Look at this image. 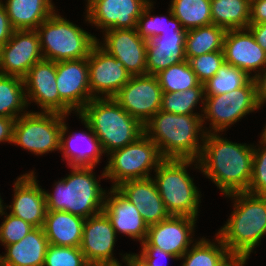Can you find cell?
<instances>
[{
	"mask_svg": "<svg viewBox=\"0 0 266 266\" xmlns=\"http://www.w3.org/2000/svg\"><path fill=\"white\" fill-rule=\"evenodd\" d=\"M253 155L252 144L229 141L220 132L206 133L198 159L199 171L219 188L223 196L247 192L252 177Z\"/></svg>",
	"mask_w": 266,
	"mask_h": 266,
	"instance_id": "1",
	"label": "cell"
},
{
	"mask_svg": "<svg viewBox=\"0 0 266 266\" xmlns=\"http://www.w3.org/2000/svg\"><path fill=\"white\" fill-rule=\"evenodd\" d=\"M144 133L156 143L163 159L198 160L205 136L201 115L158 111L145 125Z\"/></svg>",
	"mask_w": 266,
	"mask_h": 266,
	"instance_id": "2",
	"label": "cell"
},
{
	"mask_svg": "<svg viewBox=\"0 0 266 266\" xmlns=\"http://www.w3.org/2000/svg\"><path fill=\"white\" fill-rule=\"evenodd\" d=\"M71 172L54 184L50 193L44 189L47 210L65 211L84 219L103 212L107 191L96 178L93 166H70Z\"/></svg>",
	"mask_w": 266,
	"mask_h": 266,
	"instance_id": "3",
	"label": "cell"
},
{
	"mask_svg": "<svg viewBox=\"0 0 266 266\" xmlns=\"http://www.w3.org/2000/svg\"><path fill=\"white\" fill-rule=\"evenodd\" d=\"M225 197L231 198L234 208L215 234L229 252L250 256L266 235V195L237 192Z\"/></svg>",
	"mask_w": 266,
	"mask_h": 266,
	"instance_id": "4",
	"label": "cell"
},
{
	"mask_svg": "<svg viewBox=\"0 0 266 266\" xmlns=\"http://www.w3.org/2000/svg\"><path fill=\"white\" fill-rule=\"evenodd\" d=\"M77 115L89 125L105 155L144 134V126L113 98H93Z\"/></svg>",
	"mask_w": 266,
	"mask_h": 266,
	"instance_id": "5",
	"label": "cell"
},
{
	"mask_svg": "<svg viewBox=\"0 0 266 266\" xmlns=\"http://www.w3.org/2000/svg\"><path fill=\"white\" fill-rule=\"evenodd\" d=\"M189 166L200 169L198 160L164 159L152 179L170 215L198 218L202 194L187 170Z\"/></svg>",
	"mask_w": 266,
	"mask_h": 266,
	"instance_id": "6",
	"label": "cell"
},
{
	"mask_svg": "<svg viewBox=\"0 0 266 266\" xmlns=\"http://www.w3.org/2000/svg\"><path fill=\"white\" fill-rule=\"evenodd\" d=\"M58 10L36 29L43 59L54 62L87 58L97 37L61 17Z\"/></svg>",
	"mask_w": 266,
	"mask_h": 266,
	"instance_id": "7",
	"label": "cell"
},
{
	"mask_svg": "<svg viewBox=\"0 0 266 266\" xmlns=\"http://www.w3.org/2000/svg\"><path fill=\"white\" fill-rule=\"evenodd\" d=\"M106 155L108 161L104 173L112 182L111 188L129 180L152 177V170L155 171L164 160L156 143L145 133L135 142Z\"/></svg>",
	"mask_w": 266,
	"mask_h": 266,
	"instance_id": "8",
	"label": "cell"
},
{
	"mask_svg": "<svg viewBox=\"0 0 266 266\" xmlns=\"http://www.w3.org/2000/svg\"><path fill=\"white\" fill-rule=\"evenodd\" d=\"M259 109L253 78L246 85L229 93L205 95L202 115L204 131L205 133L221 132L223 134L228 127L230 128L247 114ZM206 121L210 122V129L204 126Z\"/></svg>",
	"mask_w": 266,
	"mask_h": 266,
	"instance_id": "9",
	"label": "cell"
},
{
	"mask_svg": "<svg viewBox=\"0 0 266 266\" xmlns=\"http://www.w3.org/2000/svg\"><path fill=\"white\" fill-rule=\"evenodd\" d=\"M64 117L59 113L28 111L14 122L12 144L37 156L60 151Z\"/></svg>",
	"mask_w": 266,
	"mask_h": 266,
	"instance_id": "10",
	"label": "cell"
},
{
	"mask_svg": "<svg viewBox=\"0 0 266 266\" xmlns=\"http://www.w3.org/2000/svg\"><path fill=\"white\" fill-rule=\"evenodd\" d=\"M162 88L155 75L131 76L113 99L143 126L161 110Z\"/></svg>",
	"mask_w": 266,
	"mask_h": 266,
	"instance_id": "11",
	"label": "cell"
},
{
	"mask_svg": "<svg viewBox=\"0 0 266 266\" xmlns=\"http://www.w3.org/2000/svg\"><path fill=\"white\" fill-rule=\"evenodd\" d=\"M28 106L35 103L41 112L71 115L72 110L60 99L56 85V62L42 59L23 78ZM30 101V102H29Z\"/></svg>",
	"mask_w": 266,
	"mask_h": 266,
	"instance_id": "12",
	"label": "cell"
},
{
	"mask_svg": "<svg viewBox=\"0 0 266 266\" xmlns=\"http://www.w3.org/2000/svg\"><path fill=\"white\" fill-rule=\"evenodd\" d=\"M85 21L105 32L110 29H134L145 6L151 0H85Z\"/></svg>",
	"mask_w": 266,
	"mask_h": 266,
	"instance_id": "13",
	"label": "cell"
},
{
	"mask_svg": "<svg viewBox=\"0 0 266 266\" xmlns=\"http://www.w3.org/2000/svg\"><path fill=\"white\" fill-rule=\"evenodd\" d=\"M89 89L93 98H113L130 80L123 63L96 43L88 56Z\"/></svg>",
	"mask_w": 266,
	"mask_h": 266,
	"instance_id": "14",
	"label": "cell"
},
{
	"mask_svg": "<svg viewBox=\"0 0 266 266\" xmlns=\"http://www.w3.org/2000/svg\"><path fill=\"white\" fill-rule=\"evenodd\" d=\"M43 59L36 30H14L0 47V74L24 78L29 69Z\"/></svg>",
	"mask_w": 266,
	"mask_h": 266,
	"instance_id": "15",
	"label": "cell"
},
{
	"mask_svg": "<svg viewBox=\"0 0 266 266\" xmlns=\"http://www.w3.org/2000/svg\"><path fill=\"white\" fill-rule=\"evenodd\" d=\"M116 232L104 212L84 221L80 250L90 266L118 264L114 257Z\"/></svg>",
	"mask_w": 266,
	"mask_h": 266,
	"instance_id": "16",
	"label": "cell"
},
{
	"mask_svg": "<svg viewBox=\"0 0 266 266\" xmlns=\"http://www.w3.org/2000/svg\"><path fill=\"white\" fill-rule=\"evenodd\" d=\"M103 41L97 43L110 55L119 59L132 75H146L148 41L138 35L137 29H110L103 32Z\"/></svg>",
	"mask_w": 266,
	"mask_h": 266,
	"instance_id": "17",
	"label": "cell"
},
{
	"mask_svg": "<svg viewBox=\"0 0 266 266\" xmlns=\"http://www.w3.org/2000/svg\"><path fill=\"white\" fill-rule=\"evenodd\" d=\"M197 218L171 215L157 224L148 226L145 243L159 247L180 259L194 244ZM193 239V240H192ZM192 244V245H191Z\"/></svg>",
	"mask_w": 266,
	"mask_h": 266,
	"instance_id": "18",
	"label": "cell"
},
{
	"mask_svg": "<svg viewBox=\"0 0 266 266\" xmlns=\"http://www.w3.org/2000/svg\"><path fill=\"white\" fill-rule=\"evenodd\" d=\"M56 85L60 99L77 115L93 99L88 57L56 62Z\"/></svg>",
	"mask_w": 266,
	"mask_h": 266,
	"instance_id": "19",
	"label": "cell"
},
{
	"mask_svg": "<svg viewBox=\"0 0 266 266\" xmlns=\"http://www.w3.org/2000/svg\"><path fill=\"white\" fill-rule=\"evenodd\" d=\"M35 174L33 170L17 177L13 185L12 202L5 208L11 210L10 214L37 228L44 225L47 207L44 189Z\"/></svg>",
	"mask_w": 266,
	"mask_h": 266,
	"instance_id": "20",
	"label": "cell"
},
{
	"mask_svg": "<svg viewBox=\"0 0 266 266\" xmlns=\"http://www.w3.org/2000/svg\"><path fill=\"white\" fill-rule=\"evenodd\" d=\"M223 52L225 63L246 72L251 78L266 68V52L248 28L227 30Z\"/></svg>",
	"mask_w": 266,
	"mask_h": 266,
	"instance_id": "21",
	"label": "cell"
},
{
	"mask_svg": "<svg viewBox=\"0 0 266 266\" xmlns=\"http://www.w3.org/2000/svg\"><path fill=\"white\" fill-rule=\"evenodd\" d=\"M108 190L103 212L110 219L116 235L121 233L134 241H145L148 225L144 222L136 206L116 188L110 187Z\"/></svg>",
	"mask_w": 266,
	"mask_h": 266,
	"instance_id": "22",
	"label": "cell"
},
{
	"mask_svg": "<svg viewBox=\"0 0 266 266\" xmlns=\"http://www.w3.org/2000/svg\"><path fill=\"white\" fill-rule=\"evenodd\" d=\"M66 117L68 116L64 117V124L60 133V152H62V157L64 158L62 160H65L69 167H96L97 164H99L102 156L105 155L101 148L99 140L92 132L89 125L80 116L79 119L81 120V123L85 125L88 132H69V128L67 126L68 124H66Z\"/></svg>",
	"mask_w": 266,
	"mask_h": 266,
	"instance_id": "23",
	"label": "cell"
},
{
	"mask_svg": "<svg viewBox=\"0 0 266 266\" xmlns=\"http://www.w3.org/2000/svg\"><path fill=\"white\" fill-rule=\"evenodd\" d=\"M116 189L136 206L148 226L171 216L152 177L129 180L121 183Z\"/></svg>",
	"mask_w": 266,
	"mask_h": 266,
	"instance_id": "24",
	"label": "cell"
},
{
	"mask_svg": "<svg viewBox=\"0 0 266 266\" xmlns=\"http://www.w3.org/2000/svg\"><path fill=\"white\" fill-rule=\"evenodd\" d=\"M187 31L163 32L147 43V75H156L171 65L185 61Z\"/></svg>",
	"mask_w": 266,
	"mask_h": 266,
	"instance_id": "25",
	"label": "cell"
},
{
	"mask_svg": "<svg viewBox=\"0 0 266 266\" xmlns=\"http://www.w3.org/2000/svg\"><path fill=\"white\" fill-rule=\"evenodd\" d=\"M48 245L43 228H34L19 242L4 247L6 253L0 254V265L44 266Z\"/></svg>",
	"mask_w": 266,
	"mask_h": 266,
	"instance_id": "26",
	"label": "cell"
},
{
	"mask_svg": "<svg viewBox=\"0 0 266 266\" xmlns=\"http://www.w3.org/2000/svg\"><path fill=\"white\" fill-rule=\"evenodd\" d=\"M85 219L65 211L47 210L43 230L49 244L80 247Z\"/></svg>",
	"mask_w": 266,
	"mask_h": 266,
	"instance_id": "27",
	"label": "cell"
},
{
	"mask_svg": "<svg viewBox=\"0 0 266 266\" xmlns=\"http://www.w3.org/2000/svg\"><path fill=\"white\" fill-rule=\"evenodd\" d=\"M0 1L6 9L14 30H36L56 11V6L52 0Z\"/></svg>",
	"mask_w": 266,
	"mask_h": 266,
	"instance_id": "28",
	"label": "cell"
},
{
	"mask_svg": "<svg viewBox=\"0 0 266 266\" xmlns=\"http://www.w3.org/2000/svg\"><path fill=\"white\" fill-rule=\"evenodd\" d=\"M212 23L226 30L249 26L250 0H211Z\"/></svg>",
	"mask_w": 266,
	"mask_h": 266,
	"instance_id": "29",
	"label": "cell"
},
{
	"mask_svg": "<svg viewBox=\"0 0 266 266\" xmlns=\"http://www.w3.org/2000/svg\"><path fill=\"white\" fill-rule=\"evenodd\" d=\"M226 29L215 24L187 30L185 57L199 56L214 51H223Z\"/></svg>",
	"mask_w": 266,
	"mask_h": 266,
	"instance_id": "30",
	"label": "cell"
},
{
	"mask_svg": "<svg viewBox=\"0 0 266 266\" xmlns=\"http://www.w3.org/2000/svg\"><path fill=\"white\" fill-rule=\"evenodd\" d=\"M26 107L23 78L0 74V116L16 120L28 112Z\"/></svg>",
	"mask_w": 266,
	"mask_h": 266,
	"instance_id": "31",
	"label": "cell"
},
{
	"mask_svg": "<svg viewBox=\"0 0 266 266\" xmlns=\"http://www.w3.org/2000/svg\"><path fill=\"white\" fill-rule=\"evenodd\" d=\"M169 8L184 30L208 26L212 23L211 0H171Z\"/></svg>",
	"mask_w": 266,
	"mask_h": 266,
	"instance_id": "32",
	"label": "cell"
},
{
	"mask_svg": "<svg viewBox=\"0 0 266 266\" xmlns=\"http://www.w3.org/2000/svg\"><path fill=\"white\" fill-rule=\"evenodd\" d=\"M214 241V242H213ZM213 241L202 237L180 257L181 266H217L229 253L221 239L215 235Z\"/></svg>",
	"mask_w": 266,
	"mask_h": 266,
	"instance_id": "33",
	"label": "cell"
},
{
	"mask_svg": "<svg viewBox=\"0 0 266 266\" xmlns=\"http://www.w3.org/2000/svg\"><path fill=\"white\" fill-rule=\"evenodd\" d=\"M154 4L151 0L138 18L136 29L141 38L149 41L163 32L186 31L182 28L180 21L173 16L170 8L167 10L169 16L152 15Z\"/></svg>",
	"mask_w": 266,
	"mask_h": 266,
	"instance_id": "34",
	"label": "cell"
},
{
	"mask_svg": "<svg viewBox=\"0 0 266 266\" xmlns=\"http://www.w3.org/2000/svg\"><path fill=\"white\" fill-rule=\"evenodd\" d=\"M204 87H193L183 92H163L161 110L172 114L203 115L204 110ZM201 102V114L194 110ZM203 104V105H202Z\"/></svg>",
	"mask_w": 266,
	"mask_h": 266,
	"instance_id": "35",
	"label": "cell"
},
{
	"mask_svg": "<svg viewBox=\"0 0 266 266\" xmlns=\"http://www.w3.org/2000/svg\"><path fill=\"white\" fill-rule=\"evenodd\" d=\"M162 92H183L193 87H204L187 60L171 65L155 75Z\"/></svg>",
	"mask_w": 266,
	"mask_h": 266,
	"instance_id": "36",
	"label": "cell"
},
{
	"mask_svg": "<svg viewBox=\"0 0 266 266\" xmlns=\"http://www.w3.org/2000/svg\"><path fill=\"white\" fill-rule=\"evenodd\" d=\"M252 78L244 71L223 63L217 74L204 83L205 95H221L246 85Z\"/></svg>",
	"mask_w": 266,
	"mask_h": 266,
	"instance_id": "37",
	"label": "cell"
},
{
	"mask_svg": "<svg viewBox=\"0 0 266 266\" xmlns=\"http://www.w3.org/2000/svg\"><path fill=\"white\" fill-rule=\"evenodd\" d=\"M44 266H90L80 247H64L49 244Z\"/></svg>",
	"mask_w": 266,
	"mask_h": 266,
	"instance_id": "38",
	"label": "cell"
},
{
	"mask_svg": "<svg viewBox=\"0 0 266 266\" xmlns=\"http://www.w3.org/2000/svg\"><path fill=\"white\" fill-rule=\"evenodd\" d=\"M187 61L199 82L204 84L217 74L218 69L225 63V58L223 51H214L189 58Z\"/></svg>",
	"mask_w": 266,
	"mask_h": 266,
	"instance_id": "39",
	"label": "cell"
},
{
	"mask_svg": "<svg viewBox=\"0 0 266 266\" xmlns=\"http://www.w3.org/2000/svg\"><path fill=\"white\" fill-rule=\"evenodd\" d=\"M4 210L1 216L5 215V219L0 224V243L1 246L11 245L19 242L24 238L34 227L24 221L23 219L16 217L12 214H7Z\"/></svg>",
	"mask_w": 266,
	"mask_h": 266,
	"instance_id": "40",
	"label": "cell"
},
{
	"mask_svg": "<svg viewBox=\"0 0 266 266\" xmlns=\"http://www.w3.org/2000/svg\"><path fill=\"white\" fill-rule=\"evenodd\" d=\"M254 146L252 177L247 192L266 195V145L260 140Z\"/></svg>",
	"mask_w": 266,
	"mask_h": 266,
	"instance_id": "41",
	"label": "cell"
},
{
	"mask_svg": "<svg viewBox=\"0 0 266 266\" xmlns=\"http://www.w3.org/2000/svg\"><path fill=\"white\" fill-rule=\"evenodd\" d=\"M140 244L141 251L138 255L147 263L148 266H167L162 263L163 258H167L166 260L170 258L178 260L176 256L161 250L159 247L148 246L144 241Z\"/></svg>",
	"mask_w": 266,
	"mask_h": 266,
	"instance_id": "42",
	"label": "cell"
},
{
	"mask_svg": "<svg viewBox=\"0 0 266 266\" xmlns=\"http://www.w3.org/2000/svg\"><path fill=\"white\" fill-rule=\"evenodd\" d=\"M266 23V0H250L249 24Z\"/></svg>",
	"mask_w": 266,
	"mask_h": 266,
	"instance_id": "43",
	"label": "cell"
},
{
	"mask_svg": "<svg viewBox=\"0 0 266 266\" xmlns=\"http://www.w3.org/2000/svg\"><path fill=\"white\" fill-rule=\"evenodd\" d=\"M14 29L10 23L4 5L0 1V47H2L11 37Z\"/></svg>",
	"mask_w": 266,
	"mask_h": 266,
	"instance_id": "44",
	"label": "cell"
},
{
	"mask_svg": "<svg viewBox=\"0 0 266 266\" xmlns=\"http://www.w3.org/2000/svg\"><path fill=\"white\" fill-rule=\"evenodd\" d=\"M256 86V96L259 108L266 104V68L253 77Z\"/></svg>",
	"mask_w": 266,
	"mask_h": 266,
	"instance_id": "45",
	"label": "cell"
},
{
	"mask_svg": "<svg viewBox=\"0 0 266 266\" xmlns=\"http://www.w3.org/2000/svg\"><path fill=\"white\" fill-rule=\"evenodd\" d=\"M15 119L0 116V144L13 142V127Z\"/></svg>",
	"mask_w": 266,
	"mask_h": 266,
	"instance_id": "46",
	"label": "cell"
},
{
	"mask_svg": "<svg viewBox=\"0 0 266 266\" xmlns=\"http://www.w3.org/2000/svg\"><path fill=\"white\" fill-rule=\"evenodd\" d=\"M250 256L229 252L217 266H245Z\"/></svg>",
	"mask_w": 266,
	"mask_h": 266,
	"instance_id": "47",
	"label": "cell"
},
{
	"mask_svg": "<svg viewBox=\"0 0 266 266\" xmlns=\"http://www.w3.org/2000/svg\"><path fill=\"white\" fill-rule=\"evenodd\" d=\"M258 45L266 52V23L249 24L247 27Z\"/></svg>",
	"mask_w": 266,
	"mask_h": 266,
	"instance_id": "48",
	"label": "cell"
},
{
	"mask_svg": "<svg viewBox=\"0 0 266 266\" xmlns=\"http://www.w3.org/2000/svg\"><path fill=\"white\" fill-rule=\"evenodd\" d=\"M122 257V262L126 264V266H148L147 263L137 254H120Z\"/></svg>",
	"mask_w": 266,
	"mask_h": 266,
	"instance_id": "49",
	"label": "cell"
},
{
	"mask_svg": "<svg viewBox=\"0 0 266 266\" xmlns=\"http://www.w3.org/2000/svg\"><path fill=\"white\" fill-rule=\"evenodd\" d=\"M263 128H264V129L262 130L261 135H260V137H261L260 141H261L263 144L266 145V124H265V126H264Z\"/></svg>",
	"mask_w": 266,
	"mask_h": 266,
	"instance_id": "50",
	"label": "cell"
},
{
	"mask_svg": "<svg viewBox=\"0 0 266 266\" xmlns=\"http://www.w3.org/2000/svg\"><path fill=\"white\" fill-rule=\"evenodd\" d=\"M4 204V202H3V200H2V198H1V196H0V215H2V213L4 212V210H6V208H5V204Z\"/></svg>",
	"mask_w": 266,
	"mask_h": 266,
	"instance_id": "51",
	"label": "cell"
},
{
	"mask_svg": "<svg viewBox=\"0 0 266 266\" xmlns=\"http://www.w3.org/2000/svg\"><path fill=\"white\" fill-rule=\"evenodd\" d=\"M122 263H118V264H107V265H96V266H122Z\"/></svg>",
	"mask_w": 266,
	"mask_h": 266,
	"instance_id": "52",
	"label": "cell"
}]
</instances>
